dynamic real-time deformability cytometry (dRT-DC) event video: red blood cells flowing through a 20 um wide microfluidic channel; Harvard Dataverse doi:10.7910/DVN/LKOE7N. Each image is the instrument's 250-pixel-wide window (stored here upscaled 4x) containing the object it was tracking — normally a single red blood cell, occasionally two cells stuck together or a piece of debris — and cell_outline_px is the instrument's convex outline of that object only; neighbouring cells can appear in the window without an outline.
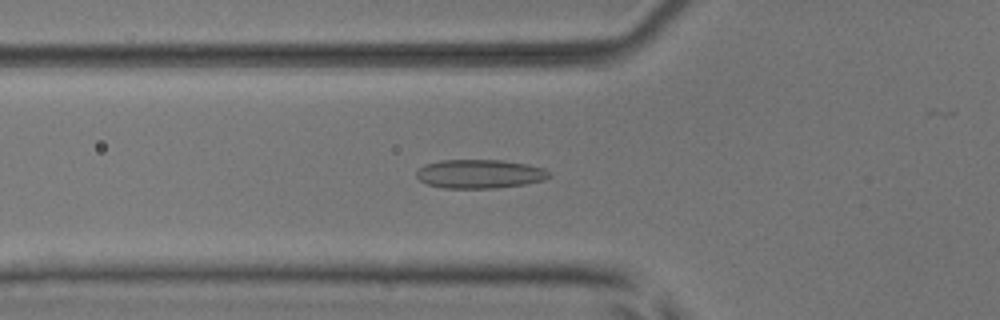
{"species": "common noctule bat (a hibernating species)", "species_latin": "Nyctalus noctula", "temperature_condition": "room temperature", "stored_images_in_passage": 37, "camera_frame_rate_fps": 3000, "um_per_image_px": 0.085, "animal": {"sex": "male", "body_mass_g": 17.9, "forearm_length_mm": 54.2}, "frame": {"image": 1, "passage_image": 13, "time_ms": 4.0, "image_size_px": [1000, 320], "cell_outline_px": [[552, 176], [544, 180], [524, 184], [496, 188], [444, 188], [428, 184], [420, 180], [416, 176], [416, 172], [424, 164], [440, 160], [504, 160], [528, 164], [544, 168]], "centroid_in_image_um": [40.79, 14.77], "position_along_channel_um": 85.0, "area_um2": 22.37}}
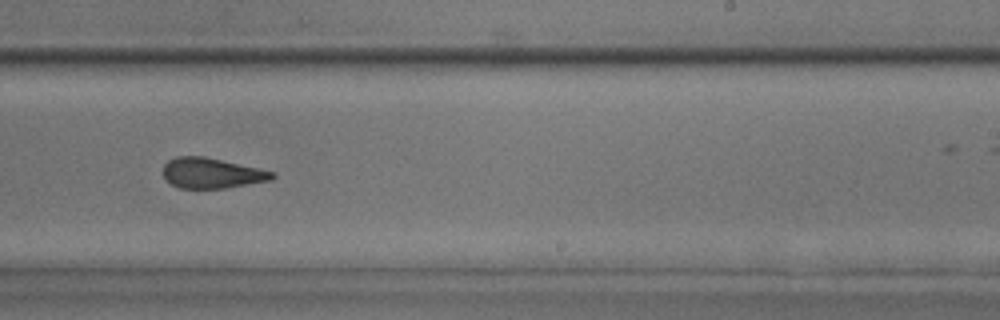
{"frame": {"image": 2, "passage_image": 27, "time_ms": 8.667, "image_size_px": [1000, 320], "cell_outline_px": [[276, 176], [272, 180], [224, 188], [180, 188], [172, 184], [164, 176], [164, 164], [168, 160], [176, 156], [204, 156], [276, 172]], "centroid_in_image_um": [18.02, 14.71], "position_along_channel_um": 271.0, "area_um2": 19.19}}
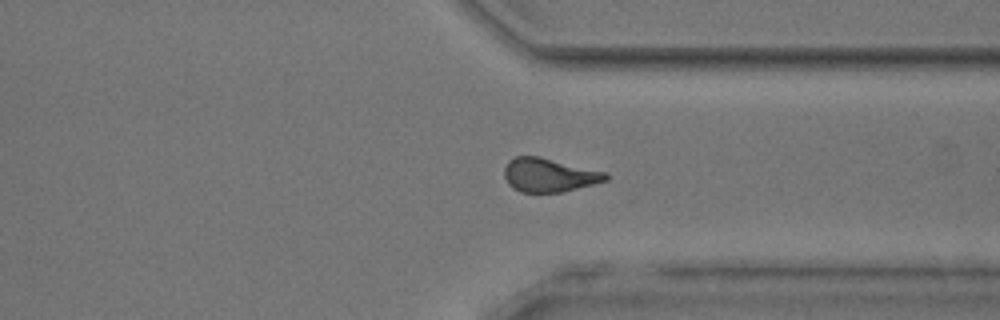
{"frame": {"image": 3, "passage_image": 34, "time_ms": 11.0, "image_size_px": [1000, 320], "cell_outline_px": [[608, 180], [564, 192], [520, 192], [512, 188], [508, 184], [504, 176], [504, 168], [508, 160], [516, 156], [540, 156], [608, 172]], "centroid_in_image_um": [46.67, 14.87], "position_along_channel_um": 364.7, "area_um2": 20.23}}